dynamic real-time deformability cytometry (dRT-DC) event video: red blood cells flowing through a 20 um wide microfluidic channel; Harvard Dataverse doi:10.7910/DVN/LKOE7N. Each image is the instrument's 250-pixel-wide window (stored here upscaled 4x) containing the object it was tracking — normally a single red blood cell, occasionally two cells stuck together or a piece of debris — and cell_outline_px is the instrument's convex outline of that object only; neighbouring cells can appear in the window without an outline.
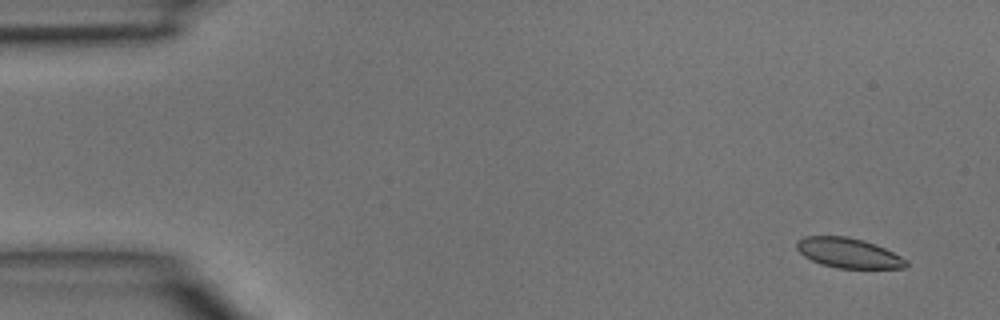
{"species": "common noctule bat (a hibernating species)", "species_latin": "Nyctalus noctula", "temperature_condition": "room temperature", "stored_images_in_passage": 4, "camera_frame_rate_fps": 3000, "um_per_image_px": 0.085, "animal": {"sex": "male", "body_mass_g": 15.6}, "frame": {"image": 1, "passage_image": 1, "time_ms": 0.0, "image_size_px": [1000, 320], "cell_outline_px": [[908, 264], [904, 268], [836, 268], [820, 264], [804, 256], [796, 248], [796, 240], [804, 236], [848, 236], [864, 240], [876, 244], [908, 260]], "centroid_in_image_um": [72.1, 21.49], "position_along_channel_um": 12.9, "area_um2": 19.19}}
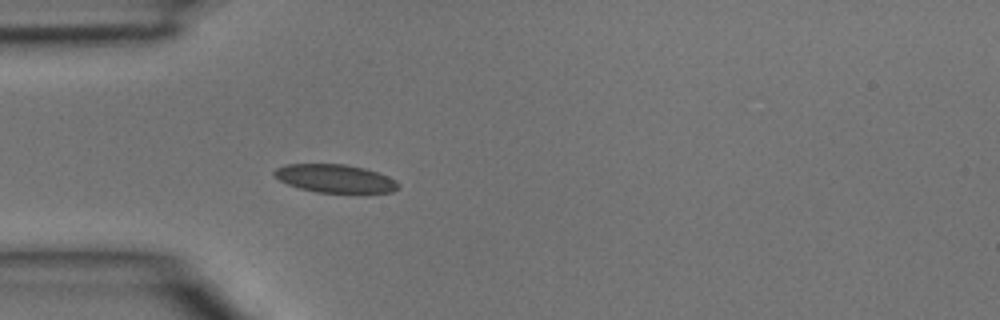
{"frame": {"image": 2, "passage_image": 4, "time_ms": 1.0, "image_size_px": [1000, 320], "cell_outline_px": [[400, 188], [392, 192], [316, 192], [300, 188], [288, 184], [280, 180], [272, 172], [276, 168], [284, 164], [344, 164], [364, 168], [388, 176], [396, 180], [400, 184]], "centroid_in_image_um": [28.49, 15.16], "position_along_channel_um": 56.5, "area_um2": 20.23}}